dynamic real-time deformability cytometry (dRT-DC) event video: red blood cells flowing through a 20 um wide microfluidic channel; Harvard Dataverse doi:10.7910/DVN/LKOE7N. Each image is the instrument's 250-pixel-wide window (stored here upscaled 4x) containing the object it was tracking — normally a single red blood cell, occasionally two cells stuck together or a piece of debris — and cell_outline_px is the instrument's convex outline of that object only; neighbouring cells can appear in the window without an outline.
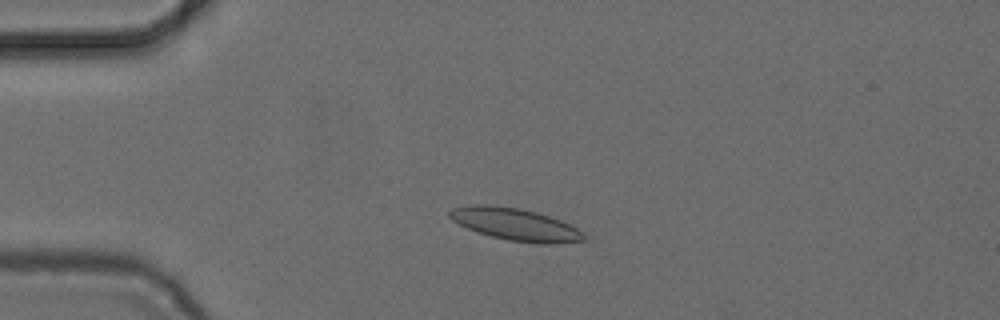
{"species": "common noctule bat (a hibernating species)", "species_latin": "Nyctalus noctula", "temperature_condition": "cold", "stored_images_in_passage": 4, "camera_frame_rate_fps": 3000, "um_per_image_px": 0.085, "animal": {"sex": "female", "body_mass_g": 24.6, "forearm_length_mm": 56.2}, "frame": {"image": 1, "passage_image": 1, "time_ms": 0.0, "image_size_px": [1000, 320], "cell_outline_px": [[588, 240], [552, 244], [536, 244], [508, 240], [476, 232], [452, 220], [448, 216], [448, 212], [452, 208], [472, 204], [488, 204], [520, 208], [536, 212], [560, 220], [576, 228], [588, 236]], "centroid_in_image_um": [43.81, 19.07], "position_along_channel_um": 41.2, "area_um2": 25.37}}